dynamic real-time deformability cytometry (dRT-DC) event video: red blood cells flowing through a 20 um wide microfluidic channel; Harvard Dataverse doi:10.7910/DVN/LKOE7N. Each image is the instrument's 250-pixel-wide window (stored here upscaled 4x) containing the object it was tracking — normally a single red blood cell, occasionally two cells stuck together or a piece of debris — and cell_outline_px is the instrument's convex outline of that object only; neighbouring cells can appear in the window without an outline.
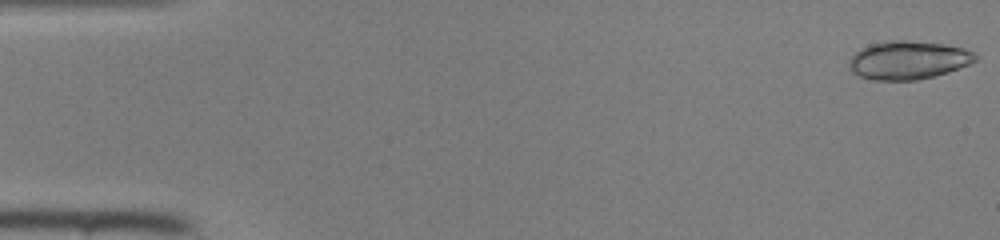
{"species": "common noctule bat (a hibernating species)", "species_latin": "Nyctalus noctula", "temperature_condition": "room temperature", "stored_images_in_passage": 46, "camera_frame_rate_fps": 3000, "um_per_image_px": 0.085, "animal": {"sex": "female", "body_mass_g": 22.0, "forearm_length_mm": 56.7}, "frame": {"image": 1, "passage_image": 1, "time_ms": 0.0, "image_size_px": [1000, 240], "cell_outline_px": [[980, 56], [976, 60], [968, 64], [948, 72], [916, 80], [872, 80], [860, 76], [852, 72], [848, 68], [848, 60], [860, 48], [868, 44], [892, 40], [904, 40], [944, 44], [964, 48], [976, 52]], "centroid_in_image_um": [77.18, 5.1], "position_along_channel_um": 7.8, "area_um2": 28.38}}
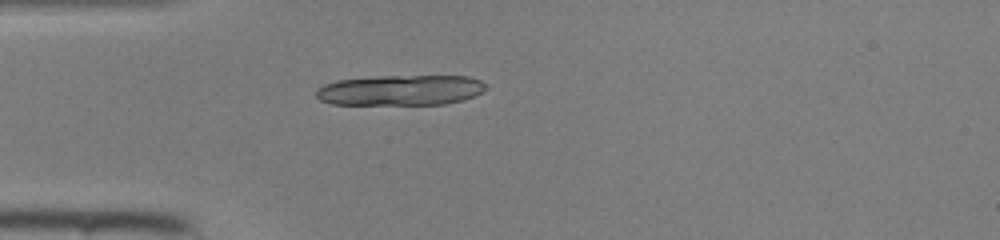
{"frame": {"image": 2, "passage_image": 13, "time_ms": 4.0, "image_size_px": [1000, 240], "cell_outline_px": [[488, 88], [484, 92], [464, 100], [444, 104], [332, 104], [320, 100], [316, 96], [316, 88], [324, 84], [336, 80], [376, 76], [468, 76], [480, 80], [488, 84]], "centroid_in_image_um": [34.08, 7.66], "position_along_channel_um": 50.9, "area_um2": 30.4}}